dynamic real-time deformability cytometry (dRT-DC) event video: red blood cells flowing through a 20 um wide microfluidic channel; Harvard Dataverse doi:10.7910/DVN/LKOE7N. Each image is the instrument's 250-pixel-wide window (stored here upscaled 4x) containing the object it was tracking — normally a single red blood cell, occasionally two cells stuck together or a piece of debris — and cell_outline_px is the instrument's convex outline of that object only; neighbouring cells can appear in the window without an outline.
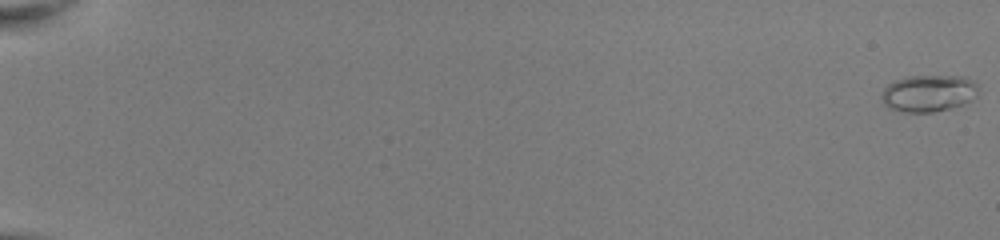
{"species": "common noctule bat (a hibernating species)", "species_latin": "Nyctalus noctula", "temperature_condition": "room temperature", "stored_images_in_passage": 32, "camera_frame_rate_fps": 3000, "um_per_image_px": 0.085, "animal": {"sex": "female", "body_mass_g": 22.0, "forearm_length_mm": 56.7}, "frame": {"image": 1, "passage_image": 1, "time_ms": 0.0, "image_size_px": [1000, 240], "cell_outline_px": [[976, 96], [964, 104], [932, 112], [904, 112], [888, 108], [884, 104], [880, 96], [884, 88], [888, 84], [896, 80], [908, 76], [964, 76], [976, 84]], "centroid_in_image_um": [78.88, 7.93], "position_along_channel_um": 6.1, "area_um2": 20.63}}
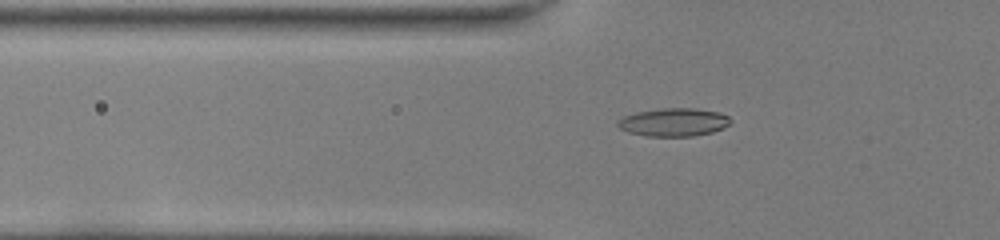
{"frame": {"image": 2, "passage_image": 21, "time_ms": 6.667, "image_size_px": [1000, 240], "cell_outline_px": [[732, 120], [724, 128], [712, 132], [692, 136], [648, 136], [628, 132], [620, 128], [616, 124], [616, 120], [624, 116], [636, 112], [660, 108], [692, 108], [720, 112], [728, 116]], "centroid_in_image_um": [57.25, 10.38], "position_along_channel_um": 68.5, "area_um2": 18.55}}
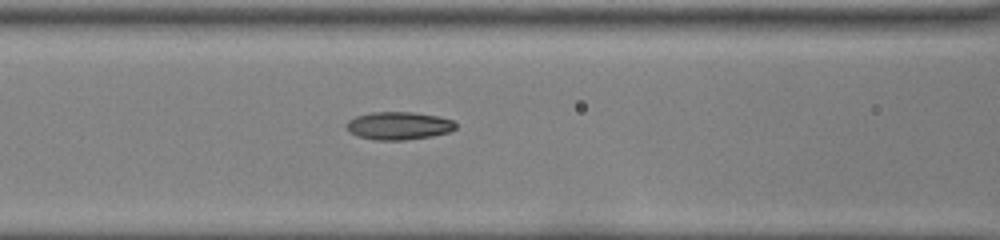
{"frame": {"image": 3, "passage_image": 26, "time_ms": 8.333, "image_size_px": [1000, 240], "cell_outline_px": [[456, 128], [448, 132], [432, 136], [404, 140], [376, 140], [356, 136], [348, 132], [344, 124], [348, 120], [356, 116], [372, 112], [412, 112], [440, 116], [452, 120], [456, 124]], "centroid_in_image_um": [33.85, 10.68], "position_along_channel_um": 132.8, "area_um2": 17.92}}